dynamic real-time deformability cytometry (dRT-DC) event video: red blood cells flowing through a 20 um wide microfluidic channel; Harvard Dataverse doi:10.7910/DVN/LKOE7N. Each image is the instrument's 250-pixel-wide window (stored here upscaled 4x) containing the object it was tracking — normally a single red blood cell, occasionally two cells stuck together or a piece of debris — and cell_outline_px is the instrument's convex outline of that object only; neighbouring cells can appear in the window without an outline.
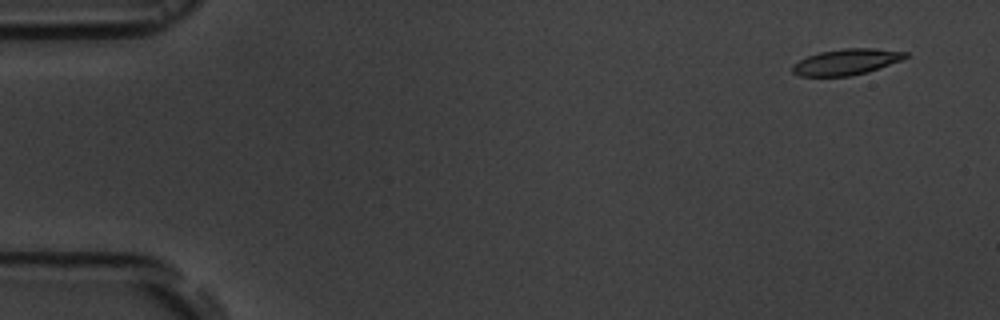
{"species": "common noctule bat (a hibernating species)", "species_latin": "Nyctalus noctula", "temperature_condition": "room temperature", "stored_images_in_passage": 5, "camera_frame_rate_fps": 3000, "um_per_image_px": 0.085, "animal": {"sex": "male", "body_mass_g": 19.5, "forearm_length_mm": 54.6}, "frame": {"image": 1, "passage_image": 1, "time_ms": 0.0, "image_size_px": [1000, 320], "cell_outline_px": [[908, 56], [900, 60], [868, 72], [852, 76], [800, 76], [792, 72], [792, 64], [808, 56], [820, 52], [844, 48], [876, 48], [908, 52]], "centroid_in_image_um": [71.93, 5.26], "position_along_channel_um": 13.1, "area_um2": 17.05}}
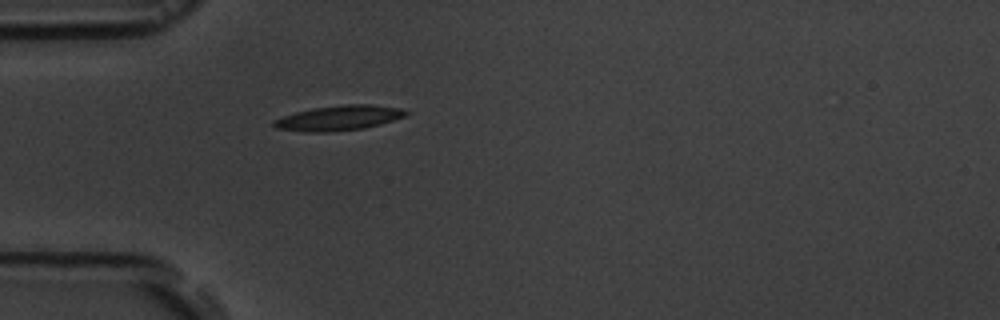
{"frame": {"image": 2, "passage_image": 5, "time_ms": 4.333, "image_size_px": [1000, 320], "cell_outline_px": [[408, 112], [404, 116], [380, 124], [364, 128], [328, 132], [304, 132], [276, 128], [272, 124], [272, 120], [296, 112], [312, 108], [344, 104], [372, 104], [400, 108]], "centroid_in_image_um": [28.76, 10.02], "position_along_channel_um": 56.2, "area_um2": 19.13}}